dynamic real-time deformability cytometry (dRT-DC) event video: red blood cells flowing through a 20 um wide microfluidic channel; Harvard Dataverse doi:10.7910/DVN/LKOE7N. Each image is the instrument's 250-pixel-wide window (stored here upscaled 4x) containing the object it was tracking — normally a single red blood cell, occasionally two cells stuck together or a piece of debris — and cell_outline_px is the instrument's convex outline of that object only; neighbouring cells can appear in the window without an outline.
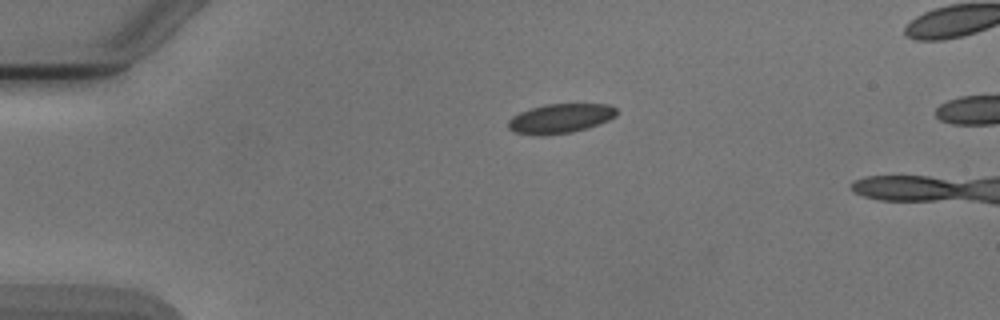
{"species": "Egyptian fruit bat (a non-hibernating species)", "species_latin": "Rousettus aegyptiacus", "temperature_condition": "cold", "stored_images_in_passage": 4, "camera_frame_rate_fps": 3000, "um_per_image_px": 0.085, "animal": {"sex": "male"}, "frame": {"image": 1, "passage_image": 2, "time_ms": 2.0, "image_size_px": [1000, 320], "cell_outline_px": [[616, 116], [608, 120], [588, 128], [572, 132], [512, 132], [508, 128], [508, 120], [512, 116], [520, 112], [532, 108], [548, 104], [608, 104], [616, 108]], "centroid_in_image_um": [47.68, 10.02], "position_along_channel_um": 37.3, "area_um2": 17.74}}